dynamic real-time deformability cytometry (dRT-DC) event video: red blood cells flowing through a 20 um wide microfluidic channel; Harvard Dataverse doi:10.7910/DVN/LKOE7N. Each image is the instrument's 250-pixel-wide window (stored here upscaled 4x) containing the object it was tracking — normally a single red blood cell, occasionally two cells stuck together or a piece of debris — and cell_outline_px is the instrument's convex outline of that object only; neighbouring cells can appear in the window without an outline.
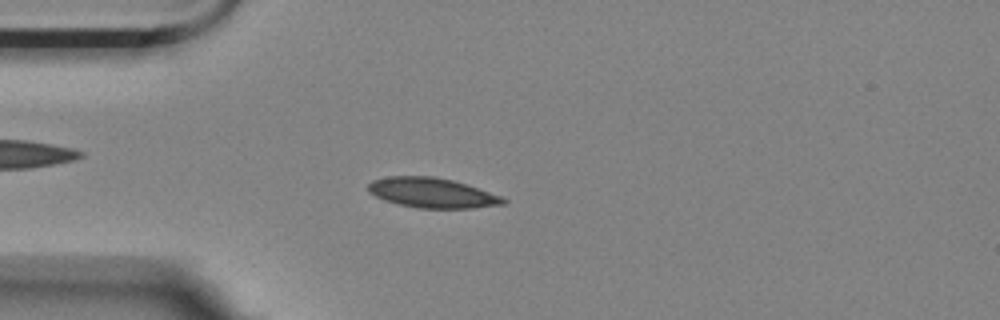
{"species": "Egyptian fruit bat (a non-hibernating species)", "species_latin": "Rousettus aegyptiacus", "temperature_condition": "room temperature", "stored_images_in_passage": 56, "camera_frame_rate_fps": 3000, "um_per_image_px": 0.085, "animal": {"sex": "female"}, "frame": {"image": 1, "passage_image": 14, "time_ms": 4.333, "image_size_px": [1000, 320], "cell_outline_px": [[508, 200], [504, 204], [472, 208], [416, 208], [384, 200], [368, 192], [368, 184], [372, 180], [388, 176], [432, 176], [452, 180], [500, 196]], "centroid_in_image_um": [36.68, 16.39], "position_along_channel_um": 48.3, "area_um2": 23.29}}
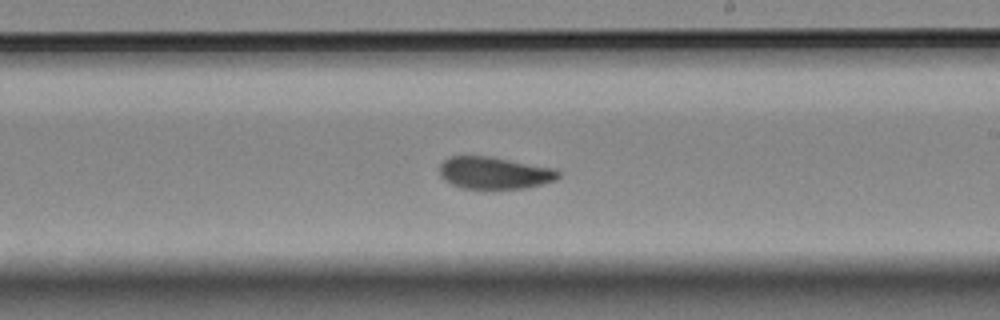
{"frame": {"image": 2, "passage_image": 32, "time_ms": 10.333, "image_size_px": [1000, 320], "cell_outline_px": [[560, 176], [556, 180], [524, 188], [460, 188], [444, 180], [440, 176], [440, 164], [444, 160], [452, 156], [488, 156], [556, 168], [560, 172]], "centroid_in_image_um": [42.02, 14.69], "position_along_channel_um": 247.0, "area_um2": 22.14}}
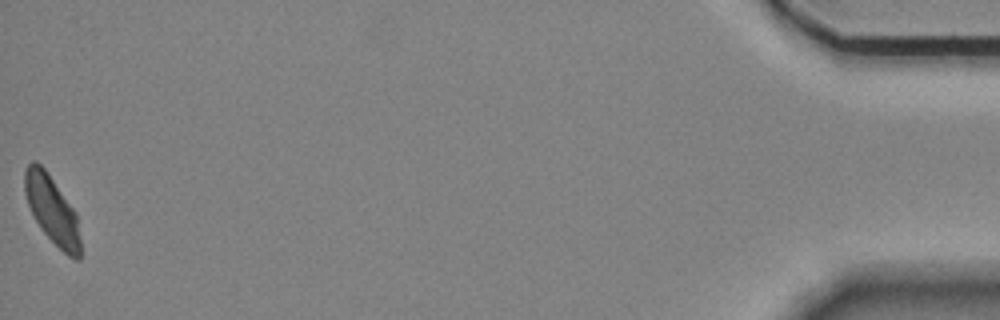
{"frame": {"image": 3, "passage_image": 56, "time_ms": 18.333, "image_size_px": [1000, 320], "cell_outline_px": [[80, 260], [76, 260], [68, 256], [40, 228], [28, 204], [24, 192], [24, 172], [28, 164], [32, 160], [36, 160], [44, 168], [76, 212], [80, 240]], "centroid_in_image_um": [4.41, 17.82], "position_along_channel_um": 430.8, "area_um2": 21.73}, "authors_computed_cell_mechanics": {"area_um2": 22.4553, "velocity_mm_per_s": 3.4936, "shape_relaxation_time_tau1_ms": 7.4551, "shape_relaxation_time_tau2_ms": 3.4533, "deformation_change_tau1": 0.1488, "deformation_change_tau2": 0.0717}}